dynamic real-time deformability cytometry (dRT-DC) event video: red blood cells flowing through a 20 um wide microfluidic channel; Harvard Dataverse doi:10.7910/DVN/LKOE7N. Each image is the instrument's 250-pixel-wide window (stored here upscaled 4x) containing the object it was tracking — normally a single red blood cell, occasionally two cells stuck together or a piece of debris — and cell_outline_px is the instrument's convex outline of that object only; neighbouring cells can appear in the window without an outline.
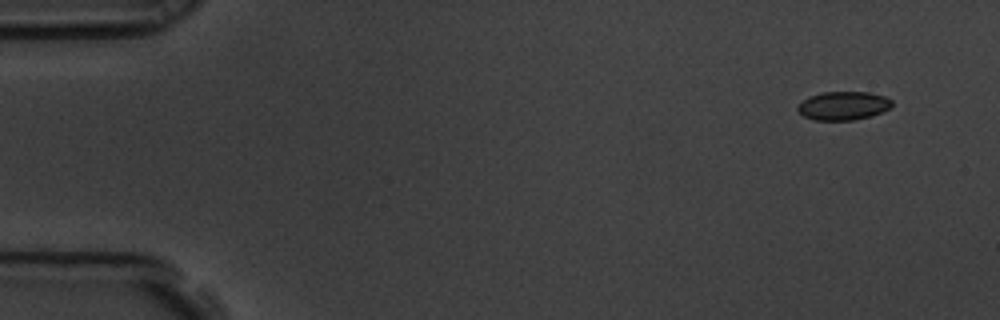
{"species": "common noctule bat (a hibernating species)", "species_latin": "Nyctalus noctula", "temperature_condition": "room temperature", "stored_images_in_passage": 5, "segment_of_instrument_passage": [1, 2], "camera_frame_rate_fps": 3000, "um_per_image_px": 0.085, "animal": {"sex": "male", "body_mass_g": 19.5, "forearm_length_mm": 54.6}, "frame": {"image": 1, "passage_image": 1, "time_ms": 0.0, "image_size_px": [1000, 320], "cell_outline_px": [[892, 104], [888, 108], [872, 116], [852, 120], [816, 120], [804, 116], [796, 108], [808, 96], [824, 92], [868, 92], [884, 96], [892, 100]], "centroid_in_image_um": [71.68, 8.98], "position_along_channel_um": 13.3, "area_um2": 15.49}}